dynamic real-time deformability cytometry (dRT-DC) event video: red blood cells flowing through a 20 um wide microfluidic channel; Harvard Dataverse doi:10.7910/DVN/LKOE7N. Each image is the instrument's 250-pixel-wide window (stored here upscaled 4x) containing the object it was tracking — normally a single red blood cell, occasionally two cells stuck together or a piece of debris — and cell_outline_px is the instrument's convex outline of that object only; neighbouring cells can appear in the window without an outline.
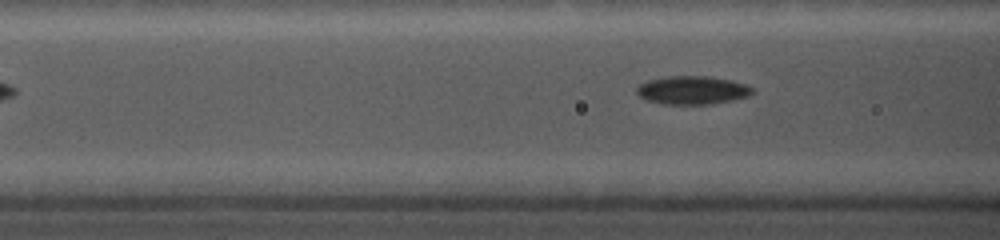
{"species": "common noctule bat (a hibernating species)", "species_latin": "Nyctalus noctula", "temperature_condition": "cold", "stored_images_in_passage": 11, "camera_frame_rate_fps": 5000, "um_per_image_px": 0.085, "animal": {"sex": "female", "body_mass_g": 19.0, "forearm_length_mm": 56.7}, "frame": {"image": 1, "passage_image": 7, "time_ms": 1.2, "image_size_px": [1000, 240], "cell_outline_px": [[756, 92], [748, 96], [732, 100], [712, 104], [664, 104], [644, 100], [636, 92], [636, 88], [640, 84], [648, 80], [668, 76], [708, 76], [732, 80], [744, 84], [752, 88]], "centroid_in_image_um": [58.84, 7.67], "position_along_channel_um": 107.8, "area_um2": 19.19}}